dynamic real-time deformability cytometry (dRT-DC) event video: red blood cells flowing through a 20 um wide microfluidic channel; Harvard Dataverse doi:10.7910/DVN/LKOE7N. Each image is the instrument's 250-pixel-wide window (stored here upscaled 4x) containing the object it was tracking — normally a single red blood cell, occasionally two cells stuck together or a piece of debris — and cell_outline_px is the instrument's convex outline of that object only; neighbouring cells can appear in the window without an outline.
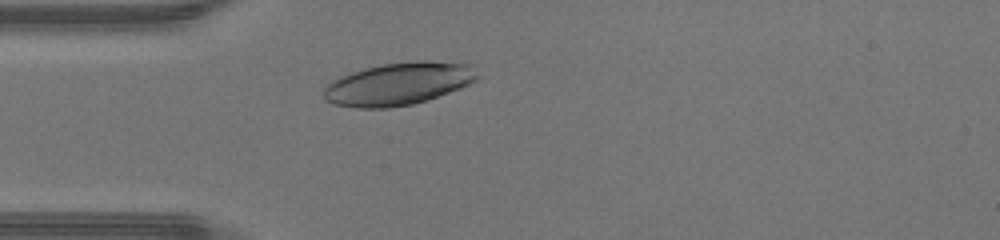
{"species": "human", "species_latin": "Homo sapiens", "temperature_condition": "warm", "stored_images_in_passage": 29, "camera_frame_rate_fps": 3000, "um_per_image_px": 0.085, "donor": {"sex": "male"}, "frame": {"image": 1, "passage_image": 3, "time_ms": 0.667, "image_size_px": [1000, 240], "cell_outline_px": [[480, 76], [476, 80], [460, 88], [412, 104], [388, 108], [356, 108], [332, 104], [324, 100], [324, 88], [332, 80], [340, 76], [364, 68], [384, 64], [416, 60], [472, 64]], "centroid_in_image_um": [33.85, 7.12], "position_along_channel_um": 51.2, "area_um2": 38.03}}
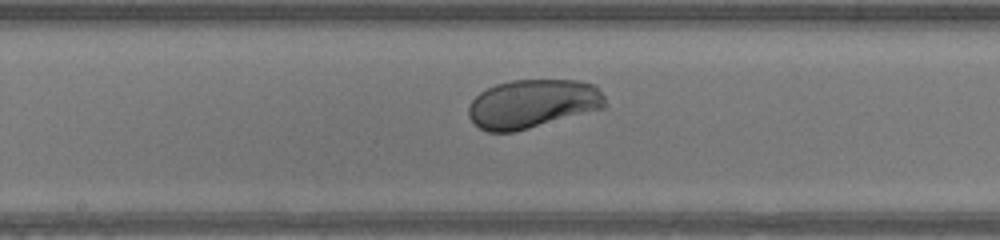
{"frame": {"image": 2, "passage_image": 14, "time_ms": 4.333, "image_size_px": [1000, 240], "cell_outline_px": [[608, 104], [604, 108], [516, 132], [488, 132], [480, 128], [468, 116], [468, 108], [472, 100], [480, 92], [496, 84], [512, 80], [576, 80], [596, 84], [604, 96]], "centroid_in_image_um": [45.3, 8.82], "position_along_channel_um": 202.9, "area_um2": 39.02}}
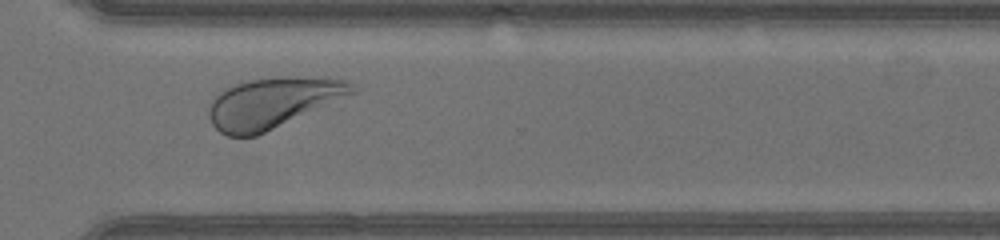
{"frame": {"image": 3, "passage_image": 24, "time_ms": 7.667, "image_size_px": [1000, 240], "cell_outline_px": [[360, 88], [356, 92], [256, 136], [228, 136], [220, 132], [212, 124], [208, 116], [208, 108], [212, 100], [224, 88], [248, 80], [280, 76], [296, 76], [348, 80]], "centroid_in_image_um": [23.17, 8.72], "position_along_channel_um": 347.4, "area_um2": 41.96}, "authors_computed_cell_mechanics": {"area_um2": 39.015, "velocity_mm_per_s": 4.3458, "shape_relaxation_time_tau1_ms": 1.0308, "shape_relaxation_time_tau2_ms": null, "deformation_change_tau1": 0.0989, "deformation_change_tau2": null}}